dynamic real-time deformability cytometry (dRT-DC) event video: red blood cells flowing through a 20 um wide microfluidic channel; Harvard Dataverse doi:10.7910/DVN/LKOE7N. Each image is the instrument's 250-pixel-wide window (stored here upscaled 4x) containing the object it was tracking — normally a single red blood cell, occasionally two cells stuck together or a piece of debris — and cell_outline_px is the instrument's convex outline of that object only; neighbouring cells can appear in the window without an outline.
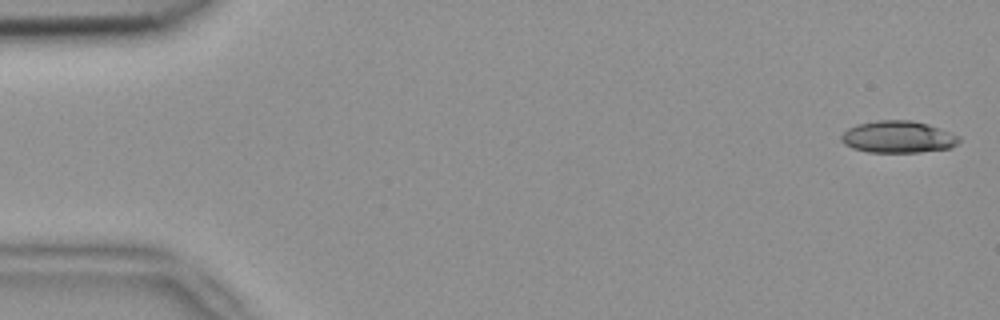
{"species": "common noctule bat (a hibernating species)", "species_latin": "Nyctalus noctula", "temperature_condition": "room temperature", "stored_images_in_passage": 5, "camera_frame_rate_fps": 3000, "um_per_image_px": 0.085, "animal": {"sex": "female", "body_mass_g": 18.4}, "frame": {"image": 1, "passage_image": 1, "time_ms": 0.0, "image_size_px": [1000, 320], "cell_outline_px": [[960, 140], [952, 148], [920, 152], [868, 152], [852, 148], [844, 144], [840, 140], [840, 136], [848, 128], [856, 124], [876, 120], [912, 120], [928, 124], [940, 128], [960, 136]], "centroid_in_image_um": [76.32, 11.63], "position_along_channel_um": 8.7, "area_um2": 22.14}}
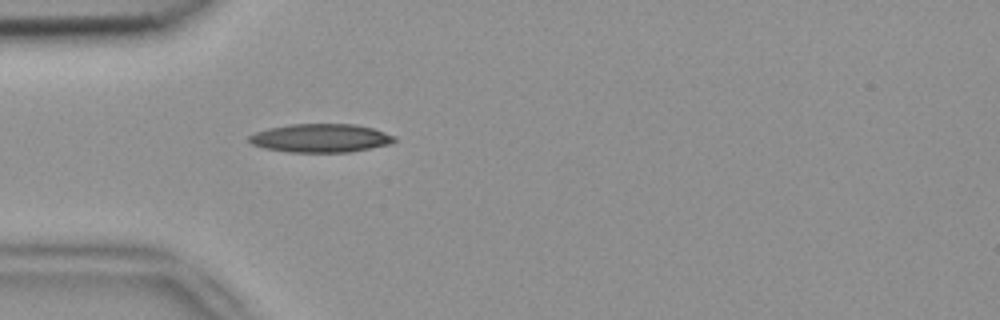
{"frame": {"image": 2, "passage_image": 5, "time_ms": 1.333, "image_size_px": [1000, 320], "cell_outline_px": [[396, 140], [392, 144], [348, 152], [288, 152], [264, 148], [252, 144], [248, 140], [248, 136], [256, 132], [268, 128], [292, 124], [356, 124], [372, 128], [396, 136]], "centroid_in_image_um": [27.26, 11.74], "position_along_channel_um": 57.7, "area_um2": 24.16}}